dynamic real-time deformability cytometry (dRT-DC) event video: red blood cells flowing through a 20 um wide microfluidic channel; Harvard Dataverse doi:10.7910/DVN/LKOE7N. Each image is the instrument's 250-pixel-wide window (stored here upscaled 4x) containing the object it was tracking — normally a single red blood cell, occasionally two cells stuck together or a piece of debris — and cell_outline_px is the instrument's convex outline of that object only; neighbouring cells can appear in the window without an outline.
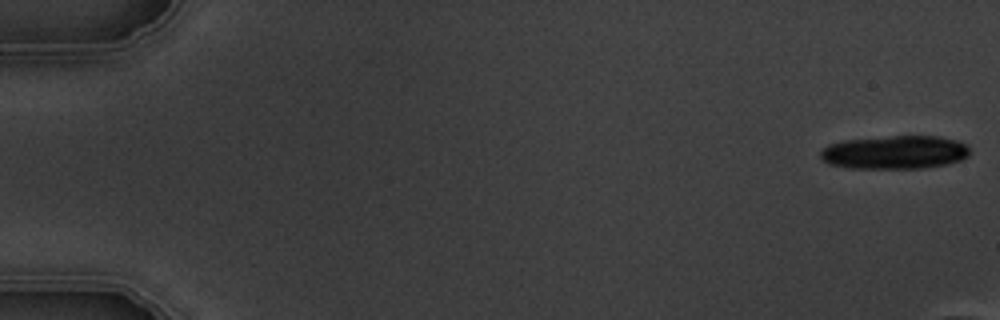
{"species": "common noctule bat (a hibernating species)", "species_latin": "Nyctalus noctula", "temperature_condition": "warm", "stored_images_in_passage": 3, "camera_frame_rate_fps": 3000, "um_per_image_px": 0.085, "animal": {"sex": "male", "body_mass_g": 19.5, "forearm_length_mm": 54.6}, "frame": {"image": 1, "passage_image": 1, "time_ms": 0.0, "image_size_px": [1000, 320], "cell_outline_px": [[968, 156], [960, 160], [948, 164], [924, 168], [848, 168], [828, 164], [820, 160], [820, 152], [828, 144], [844, 140], [892, 136], [936, 136], [956, 140], [968, 144]], "centroid_in_image_um": [76.03, 12.95], "position_along_channel_um": 9.0, "area_um2": 29.25}}